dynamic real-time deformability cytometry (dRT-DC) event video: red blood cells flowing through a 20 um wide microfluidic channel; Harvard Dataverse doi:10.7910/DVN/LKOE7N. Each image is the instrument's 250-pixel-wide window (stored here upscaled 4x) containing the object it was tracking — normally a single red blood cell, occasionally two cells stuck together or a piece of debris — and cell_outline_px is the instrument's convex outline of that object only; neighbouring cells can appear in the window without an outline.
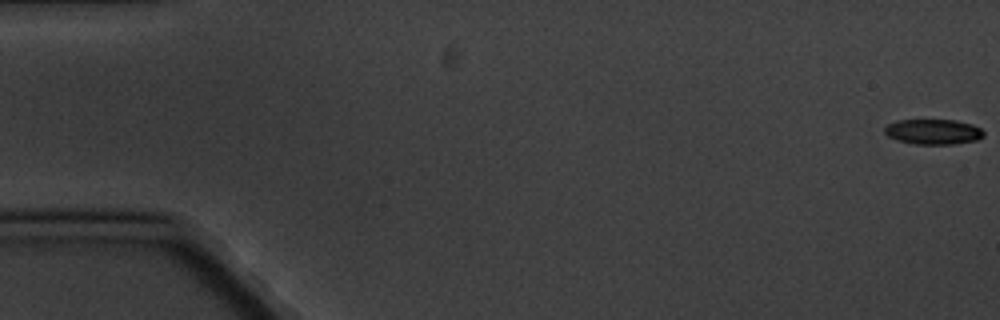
{"species": "common noctule bat (a hibernating species)", "species_latin": "Nyctalus noctula", "temperature_condition": "cold", "stored_images_in_passage": 5, "camera_frame_rate_fps": 3000, "um_per_image_px": 0.085, "animal": {"sex": "male", "body_mass_g": 20.1, "forearm_length_mm": 53.5}, "frame": {"image": 1, "passage_image": 1, "time_ms": 0.0, "image_size_px": [1000, 320], "cell_outline_px": [[984, 136], [976, 140], [952, 144], [916, 144], [896, 140], [888, 136], [884, 132], [884, 128], [888, 124], [896, 120], [956, 120], [972, 124], [980, 128], [984, 132]], "centroid_in_image_um": [79.31, 11.19], "position_along_channel_um": 5.7, "area_um2": 14.57}}
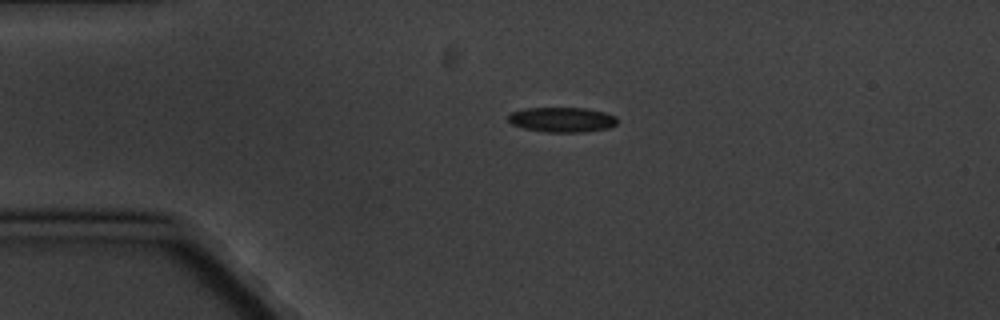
{"frame": {"image": 2, "passage_image": 4, "time_ms": 4.333, "image_size_px": [1000, 320], "cell_outline_px": [[616, 124], [608, 128], [584, 132], [544, 132], [524, 128], [512, 124], [508, 120], [508, 116], [512, 112], [524, 108], [584, 108], [604, 112], [616, 116]], "centroid_in_image_um": [47.76, 10.17], "position_along_channel_um": 37.2, "area_um2": 15.78}}